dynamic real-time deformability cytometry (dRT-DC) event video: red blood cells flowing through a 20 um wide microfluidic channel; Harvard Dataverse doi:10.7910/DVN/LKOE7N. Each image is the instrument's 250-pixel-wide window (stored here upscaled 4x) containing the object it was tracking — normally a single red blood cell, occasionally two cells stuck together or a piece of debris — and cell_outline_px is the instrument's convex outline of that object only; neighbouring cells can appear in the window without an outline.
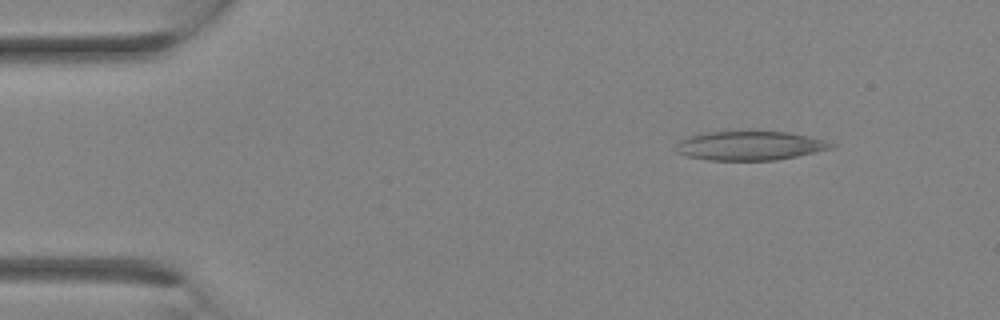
{"species": "Egyptian fruit bat (a non-hibernating species)", "species_latin": "Rousettus aegyptiacus", "temperature_condition": "room temperature", "stored_images_in_passage": 9, "camera_frame_rate_fps": 3000, "um_per_image_px": 0.085, "animal": {"sex": "female"}, "frame": {"image": 1, "passage_image": 4, "time_ms": 1.0, "image_size_px": [1000, 320], "cell_outline_px": [[836, 144], [832, 148], [796, 156], [772, 160], [708, 160], [688, 156], [676, 152], [676, 144], [680, 140], [688, 136], [704, 132], [756, 128], [788, 132], [808, 136], [824, 140]], "centroid_in_image_um": [63.7, 12.33], "position_along_channel_um": 21.3, "area_um2": 27.22}}
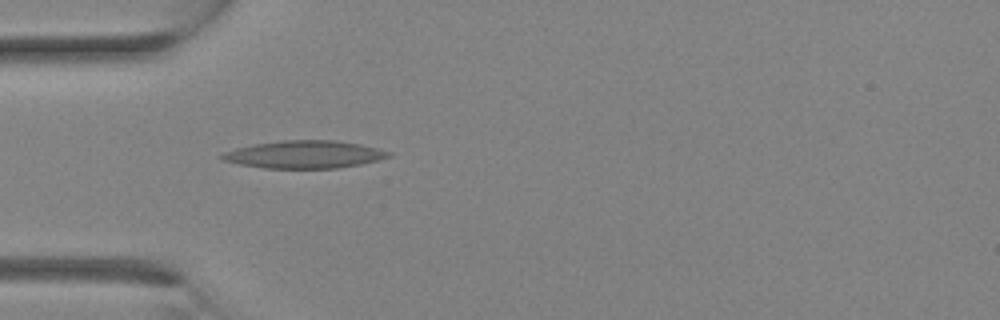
{"frame": {"image": 2, "passage_image": 9, "time_ms": 2.667, "image_size_px": [1000, 320], "cell_outline_px": [[392, 156], [360, 164], [336, 168], [264, 168], [240, 164], [220, 160], [216, 156], [224, 152], [236, 148], [252, 144], [280, 140], [332, 140], [360, 144], [392, 152]], "centroid_in_image_um": [25.81, 13.12], "position_along_channel_um": 59.2, "area_um2": 26.88}}